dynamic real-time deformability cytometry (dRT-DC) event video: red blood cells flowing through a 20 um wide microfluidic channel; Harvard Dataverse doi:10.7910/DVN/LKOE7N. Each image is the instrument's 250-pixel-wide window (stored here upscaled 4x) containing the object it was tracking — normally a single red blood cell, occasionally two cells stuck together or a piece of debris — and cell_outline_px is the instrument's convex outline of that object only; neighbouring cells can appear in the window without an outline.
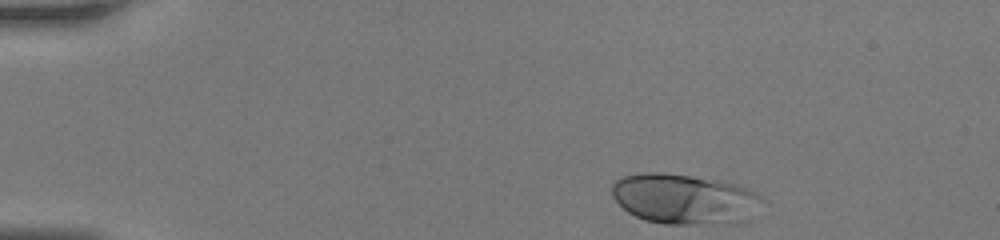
{"species": "human", "species_latin": "Homo sapiens", "temperature_condition": "room temperature", "stored_images_in_passage": 39, "camera_frame_rate_fps": 3000, "um_per_image_px": 0.085, "donor": {"sex": "female"}, "frame": {"image": 1, "passage_image": 1, "time_ms": 0.0, "image_size_px": [1000, 240], "cell_outline_px": [[760, 196], [748, 220], [736, 224], [664, 224], [644, 220], [628, 212], [612, 196], [612, 180], [620, 176], [640, 172], [664, 172], [716, 180], [736, 184], [756, 192]], "centroid_in_image_um": [58.09, 16.91], "position_along_channel_um": 26.9, "area_um2": 43.99}}
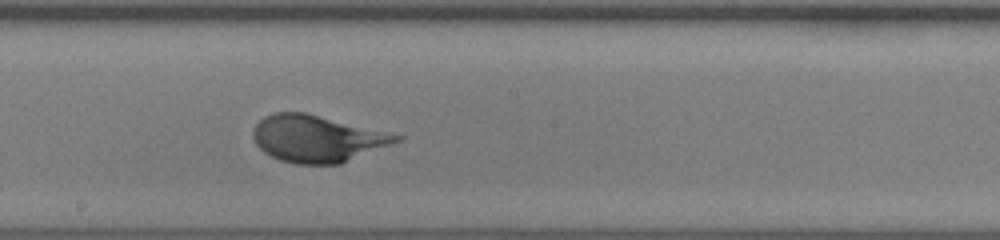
{"frame": {"image": 2, "passage_image": 23, "time_ms": 7.333, "image_size_px": [1000, 240], "cell_outline_px": [[404, 140], [340, 164], [296, 164], [280, 160], [264, 152], [256, 144], [252, 136], [252, 132], [256, 124], [264, 116], [276, 112], [304, 112], [404, 136]], "centroid_in_image_um": [26.97, 11.79], "position_along_channel_um": 221.2, "area_um2": 39.02}}
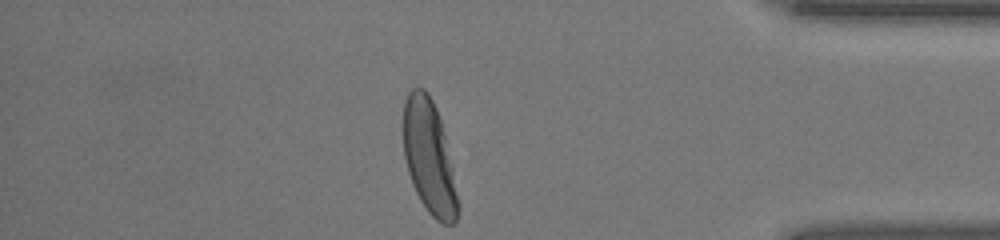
{"frame": {"image": 3, "passage_image": 39, "time_ms": 12.667, "image_size_px": [1000, 240], "cell_outline_px": [[460, 212], [456, 220], [452, 224], [440, 224], [428, 212], [420, 200], [412, 184], [408, 172], [404, 156], [404, 100], [408, 92], [412, 88], [424, 88], [428, 92], [436, 108], [440, 120], [452, 164], [460, 204]], "centroid_in_image_um": [36.5, 13.41], "position_along_channel_um": 398.7, "area_um2": 36.24}, "authors_computed_cell_mechanics": {"area_um2": 38.9572, "velocity_mm_per_s": 3.8225, "shape_relaxation_time_tau1_ms": 3.9886, "shape_relaxation_time_tau2_ms": null, "deformation_change_tau1": 0.2001, "deformation_change_tau2": null}}